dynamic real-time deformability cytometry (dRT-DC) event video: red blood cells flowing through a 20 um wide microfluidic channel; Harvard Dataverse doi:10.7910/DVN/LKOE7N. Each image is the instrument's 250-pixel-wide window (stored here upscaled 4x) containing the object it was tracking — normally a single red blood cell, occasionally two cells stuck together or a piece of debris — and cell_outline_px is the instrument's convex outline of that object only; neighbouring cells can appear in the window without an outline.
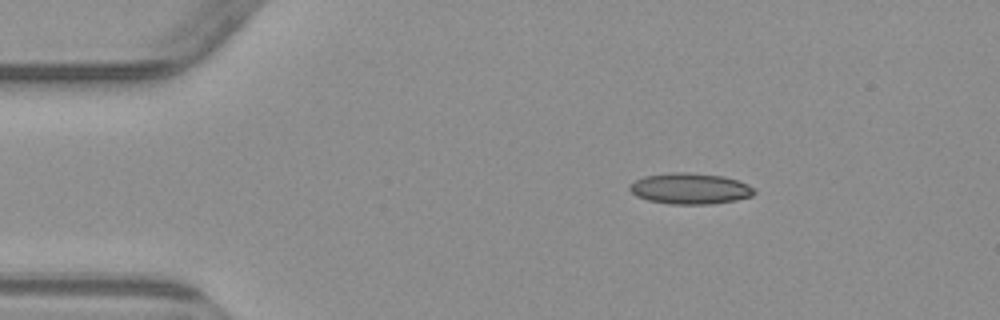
{"species": "common noctule bat (a hibernating species)", "species_latin": "Nyctalus noctula", "temperature_condition": "warm", "stored_images_in_passage": 3, "camera_frame_rate_fps": 3000, "um_per_image_px": 0.085, "animal": {"sex": "male", "body_mass_g": 23.1, "forearm_length_mm": 52.7}, "frame": {"image": 1, "passage_image": 1, "time_ms": 0.0, "image_size_px": [1000, 320], "cell_outline_px": [[756, 192], [752, 196], [736, 200], [712, 204], [672, 204], [648, 200], [636, 196], [628, 188], [628, 184], [644, 176], [676, 172], [688, 172], [724, 176], [748, 184]], "centroid_in_image_um": [58.65, 16.03], "position_along_channel_um": 26.4, "area_um2": 22.48}}
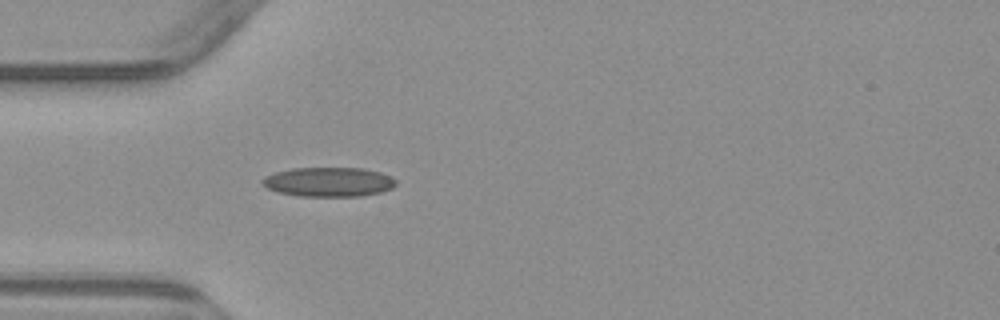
{"frame": {"image": 2, "passage_image": 3, "time_ms": 2.333, "image_size_px": [1000, 320], "cell_outline_px": [[396, 184], [392, 188], [380, 192], [360, 196], [300, 196], [280, 192], [268, 188], [260, 184], [260, 180], [264, 176], [276, 172], [292, 168], [364, 168], [380, 172], [392, 176], [396, 180]], "centroid_in_image_um": [27.93, 15.46], "position_along_channel_um": 57.1, "area_um2": 22.95}}